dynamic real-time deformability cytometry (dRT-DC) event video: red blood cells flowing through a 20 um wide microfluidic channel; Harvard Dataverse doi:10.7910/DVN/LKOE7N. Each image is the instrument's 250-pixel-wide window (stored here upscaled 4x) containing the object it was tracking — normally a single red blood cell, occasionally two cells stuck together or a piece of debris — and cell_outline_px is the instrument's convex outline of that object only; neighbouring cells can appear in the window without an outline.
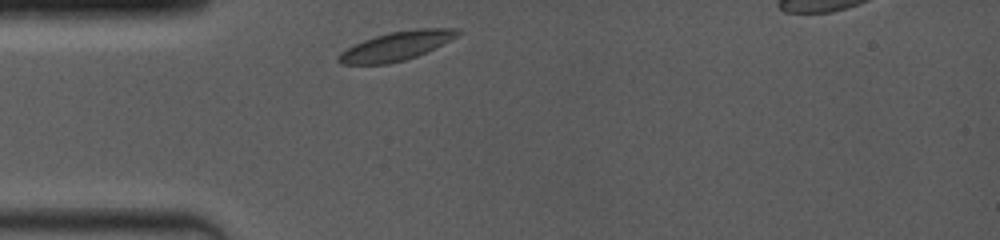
{"species": "common noctule bat (a hibernating species)", "species_latin": "Nyctalus noctula", "temperature_condition": "room temperature", "stored_images_in_passage": 24, "camera_frame_rate_fps": 4000, "um_per_image_px": 0.085, "animal": {"sex": "female", "body_mass_g": 19.0, "forearm_length_mm": 53.3}, "frame": {"image": 1, "passage_image": 1, "time_ms": 0.0, "image_size_px": [1000, 240], "cell_outline_px": [[464, 32], [416, 56], [404, 60], [388, 64], [340, 64], [336, 60], [336, 56], [340, 52], [364, 40], [376, 36], [392, 32], [416, 28], [456, 28]], "centroid_in_image_um": [33.65, 3.91], "position_along_channel_um": 51.3, "area_um2": 19.65}}
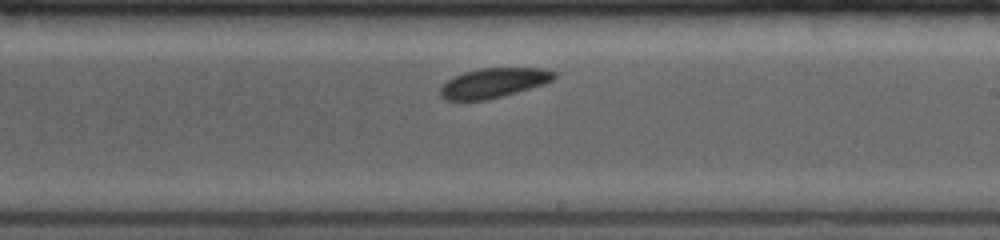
{"frame": {"image": 2, "passage_image": 14, "time_ms": 5.25, "image_size_px": [1000, 240], "cell_outline_px": [[556, 76], [552, 80], [544, 84], [504, 96], [488, 100], [444, 100], [440, 96], [440, 88], [448, 80], [464, 72], [480, 68], [548, 68], [556, 72]], "centroid_in_image_um": [41.98, 7.05], "position_along_channel_um": 247.0, "area_um2": 19.77}}
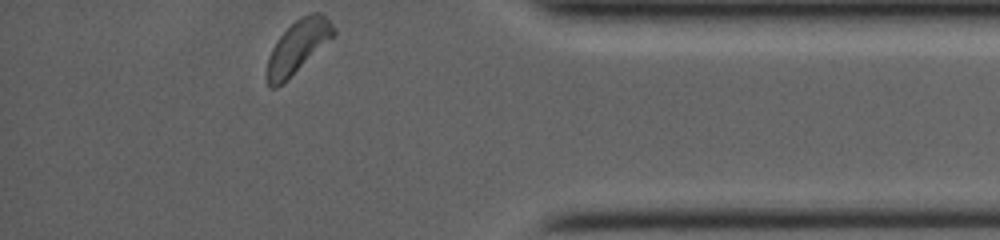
{"frame": {"image": 3, "passage_image": 24, "time_ms": 9.75, "image_size_px": [1000, 240], "cell_outline_px": [[336, 32], [332, 36], [276, 88], [268, 88], [268, 56], [272, 48], [280, 36], [300, 16], [312, 12], [320, 12], [336, 28]], "centroid_in_image_um": [25.3, 3.91], "position_along_channel_um": 409.9, "area_um2": 19.25}}